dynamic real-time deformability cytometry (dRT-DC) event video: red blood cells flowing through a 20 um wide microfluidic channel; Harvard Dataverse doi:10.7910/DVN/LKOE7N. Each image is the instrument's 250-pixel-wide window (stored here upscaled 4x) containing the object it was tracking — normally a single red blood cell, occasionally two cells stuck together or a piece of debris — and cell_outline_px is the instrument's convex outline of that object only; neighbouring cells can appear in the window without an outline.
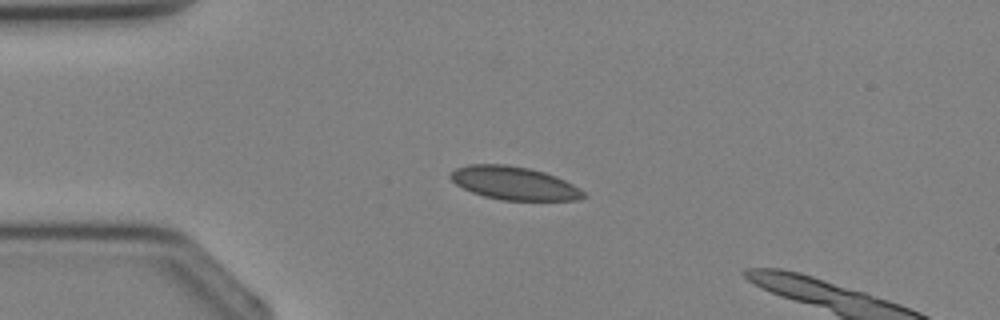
{"species": "Egyptian fruit bat (a non-hibernating species)", "species_latin": "Rousettus aegyptiacus", "temperature_condition": "cold", "stored_images_in_passage": 2, "camera_frame_rate_fps": 3000, "um_per_image_px": 0.085, "animal": {"sex": "female"}, "frame": {"image": 1, "passage_image": 1, "time_ms": 0.0, "image_size_px": [1000, 320], "cell_outline_px": [[588, 196], [580, 200], [500, 200], [484, 196], [472, 192], [456, 184], [448, 176], [448, 172], [456, 168], [468, 164], [508, 164], [528, 168], [544, 172], [556, 176], [580, 188]], "centroid_in_image_um": [43.69, 15.56], "position_along_channel_um": 41.3, "area_um2": 25.89}}